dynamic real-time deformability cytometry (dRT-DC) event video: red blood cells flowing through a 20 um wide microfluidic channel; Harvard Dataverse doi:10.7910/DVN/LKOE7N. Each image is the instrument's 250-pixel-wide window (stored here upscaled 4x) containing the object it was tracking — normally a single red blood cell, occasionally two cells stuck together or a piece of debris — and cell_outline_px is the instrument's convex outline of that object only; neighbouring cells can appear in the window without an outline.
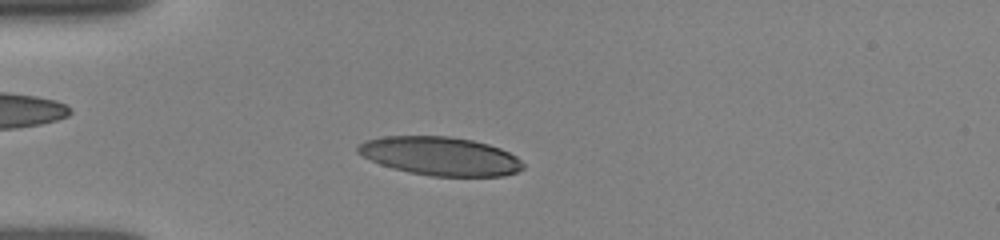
{"species": "human", "species_latin": "Homo sapiens", "temperature_condition": "room temperature", "stored_images_in_passage": 51, "camera_frame_rate_fps": 3000, "um_per_image_px": 0.085, "donor": {"sex": "female"}, "frame": {"image": 1, "passage_image": 14, "time_ms": 4.333, "image_size_px": [1000, 240], "cell_outline_px": [[520, 168], [512, 172], [496, 176], [440, 176], [416, 172], [384, 164], [360, 152], [360, 148], [364, 144], [372, 140], [396, 136], [436, 136], [468, 140], [484, 144], [508, 152], [520, 164]], "centroid_in_image_um": [37.48, 13.27], "position_along_channel_um": 47.5, "area_um2": 34.22}}
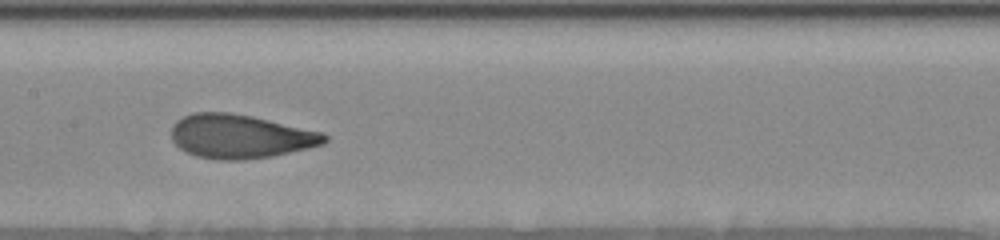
{"frame": {"image": 2, "passage_image": 26, "time_ms": 8.333, "image_size_px": [1000, 240], "cell_outline_px": [[324, 140], [316, 144], [300, 148], [260, 156], [204, 156], [192, 152], [184, 148], [176, 140], [176, 124], [180, 120], [188, 116], [204, 112], [212, 112], [244, 116], [312, 132], [324, 136]], "centroid_in_image_um": [20.33, 11.54], "position_along_channel_um": 187.1, "area_um2": 33.58}}
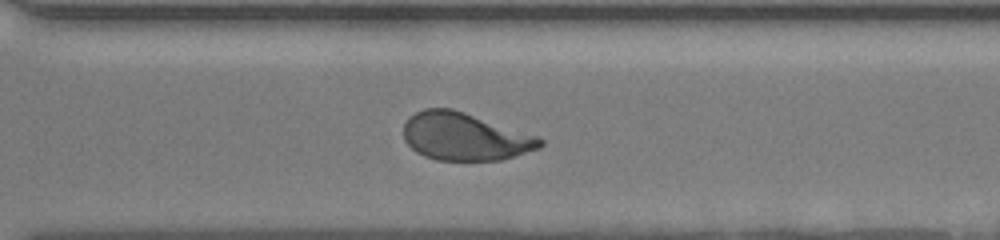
{"frame": {"image": 3, "passage_image": 37, "time_ms": 12.0, "image_size_px": [1000, 240], "cell_outline_px": [[540, 144], [536, 148], [508, 156], [492, 160], [444, 160], [428, 156], [412, 148], [404, 136], [404, 124], [412, 116], [428, 108], [448, 108], [460, 112], [540, 140]], "centroid_in_image_um": [39.34, 11.62], "position_along_channel_um": 331.3, "area_um2": 34.91}, "authors_computed_cell_mechanics": {"area_um2": 34.0442, "velocity_mm_per_s": 3.9585, "shape_relaxation_time_tau1_ms": 4.948, "shape_relaxation_time_tau2_ms": 0.9625, "deformation_change_tau1": 0.2085, "deformation_change_tau2": 0.0819}}